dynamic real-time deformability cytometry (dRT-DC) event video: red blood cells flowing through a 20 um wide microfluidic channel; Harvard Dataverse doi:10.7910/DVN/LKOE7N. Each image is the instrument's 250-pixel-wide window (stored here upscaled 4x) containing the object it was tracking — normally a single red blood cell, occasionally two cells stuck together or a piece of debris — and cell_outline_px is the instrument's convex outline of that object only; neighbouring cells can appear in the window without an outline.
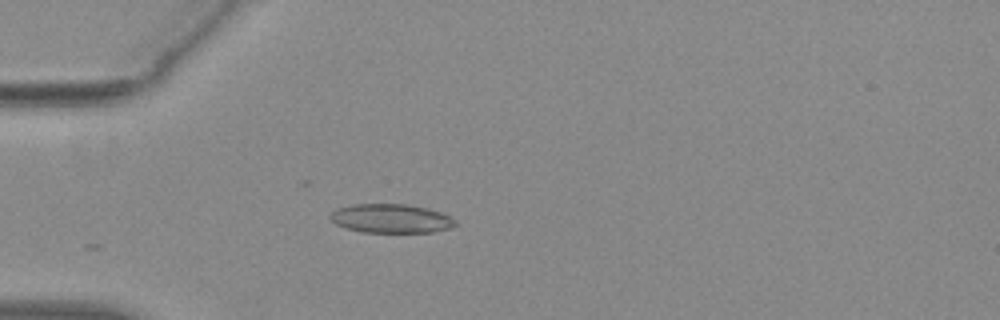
{"species": "common noctule bat (a hibernating species)", "species_latin": "Nyctalus noctula", "temperature_condition": "warm", "stored_images_in_passage": 13, "camera_frame_rate_fps": 3000, "um_per_image_px": 0.085, "animal": {"sex": "female", "body_mass_g": 29.2, "forearm_length_mm": 56.3}, "frame": {"image": 1, "passage_image": 2, "time_ms": 0.333, "image_size_px": [1000, 320], "cell_outline_px": [[456, 224], [448, 228], [432, 232], [364, 232], [348, 228], [336, 224], [328, 216], [336, 208], [356, 204], [408, 204], [428, 208], [440, 212], [456, 220]], "centroid_in_image_um": [33.23, 18.56], "position_along_channel_um": 51.8, "area_um2": 20.92}}
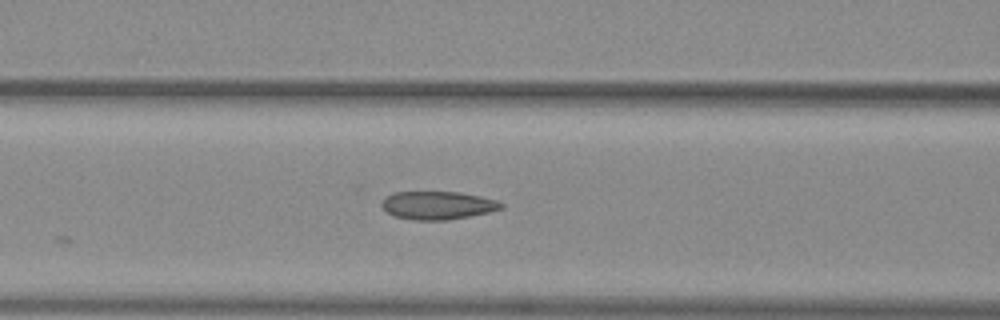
{"frame": {"image": 2, "passage_image": 9, "time_ms": 2.667, "image_size_px": [1000, 320], "cell_outline_px": [[504, 208], [488, 212], [448, 220], [412, 220], [392, 216], [380, 204], [392, 192], [460, 192], [480, 196], [496, 200], [504, 204]], "centroid_in_image_um": [37.21, 17.45], "position_along_channel_um": 129.4, "area_um2": 19.54}}
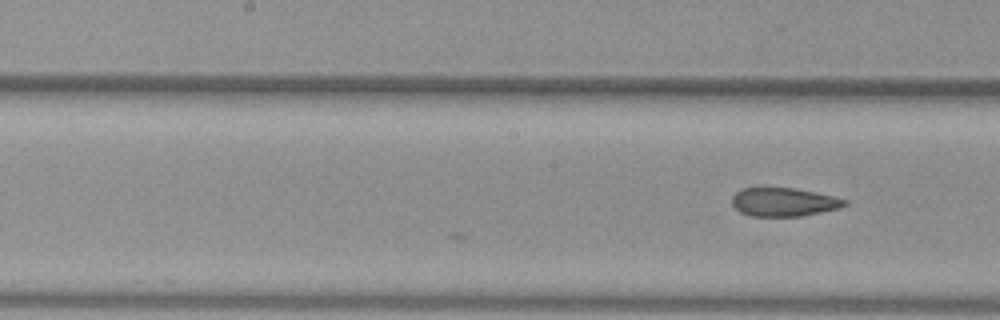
{"frame": {"image": 3, "passage_image": 13, "time_ms": 4.0, "image_size_px": [1000, 320], "cell_outline_px": [[848, 204], [840, 208], [800, 216], [748, 216], [740, 212], [732, 204], [732, 196], [740, 188], [796, 188], [832, 196], [848, 200]], "centroid_in_image_um": [66.61, 17.17], "position_along_channel_um": 181.6, "area_um2": 18.73}}